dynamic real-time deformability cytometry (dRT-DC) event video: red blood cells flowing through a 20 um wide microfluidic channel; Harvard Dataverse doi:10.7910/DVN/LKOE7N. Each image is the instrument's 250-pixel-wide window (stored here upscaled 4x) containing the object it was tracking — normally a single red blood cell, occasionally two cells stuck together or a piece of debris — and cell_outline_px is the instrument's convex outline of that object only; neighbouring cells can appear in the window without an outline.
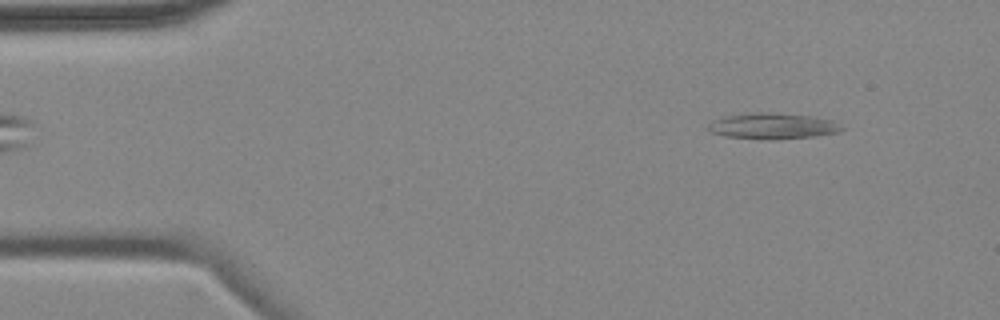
{"species": "common noctule bat (a hibernating species)", "species_latin": "Nyctalus noctula", "temperature_condition": "cold", "stored_images_in_passage": 3, "camera_frame_rate_fps": 3000, "um_per_image_px": 0.085, "animal": {"sex": "female", "body_mass_g": 18.4}, "frame": {"image": 1, "passage_image": 1, "time_ms": 0.0, "image_size_px": [1000, 320], "cell_outline_px": [[844, 128], [836, 132], [812, 136], [724, 136], [712, 132], [708, 128], [708, 124], [712, 120], [728, 116], [756, 112], [760, 112], [808, 116], [832, 120]], "centroid_in_image_um": [65.65, 10.66], "position_along_channel_um": 19.4, "area_um2": 18.38}}
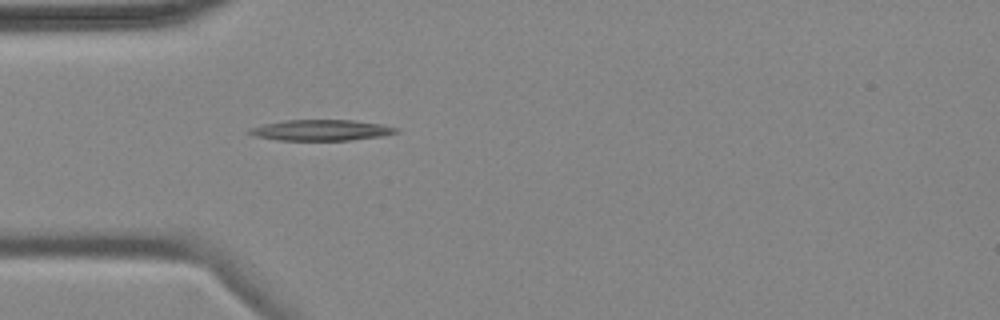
{"frame": {"image": 2, "passage_image": 3, "time_ms": 3.333, "image_size_px": [1000, 320], "cell_outline_px": [[400, 132], [380, 136], [352, 140], [280, 140], [256, 136], [244, 132], [248, 128], [264, 124], [284, 120], [352, 120], [384, 124], [400, 128]], "centroid_in_image_um": [27.32, 11.06], "position_along_channel_um": 57.7, "area_um2": 17.98}}